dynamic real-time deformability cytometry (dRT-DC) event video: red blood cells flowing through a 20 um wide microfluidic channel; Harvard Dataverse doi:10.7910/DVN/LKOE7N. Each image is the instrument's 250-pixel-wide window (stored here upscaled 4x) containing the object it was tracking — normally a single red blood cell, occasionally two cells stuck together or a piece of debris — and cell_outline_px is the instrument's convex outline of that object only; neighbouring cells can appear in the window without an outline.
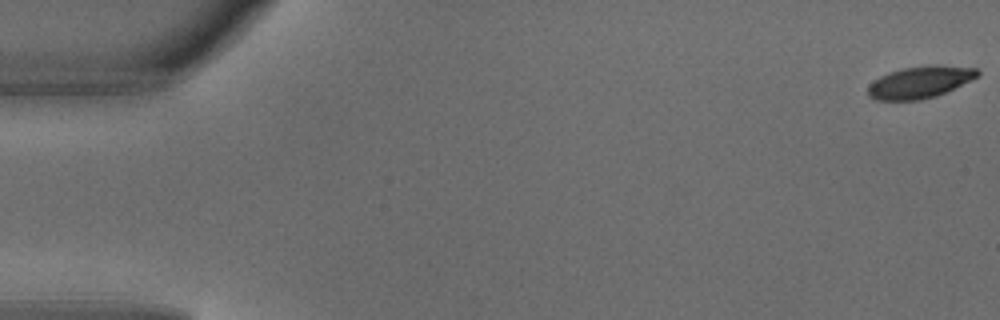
{"species": "common noctule bat (a hibernating species)", "species_latin": "Nyctalus noctula", "temperature_condition": "warm", "stored_images_in_passage": 7, "camera_frame_rate_fps": 3000, "um_per_image_px": 0.085, "animal": {"sex": "male", "body_mass_g": 18.8}, "frame": {"image": 1, "passage_image": 1, "time_ms": 0.0, "image_size_px": [1000, 320], "cell_outline_px": [[980, 76], [972, 80], [936, 96], [920, 100], [876, 100], [868, 96], [868, 84], [880, 76], [888, 72], [904, 68], [928, 64], [940, 64], [976, 68], [980, 72]], "centroid_in_image_um": [78.21, 6.97], "position_along_channel_um": 6.8, "area_um2": 20.69}}
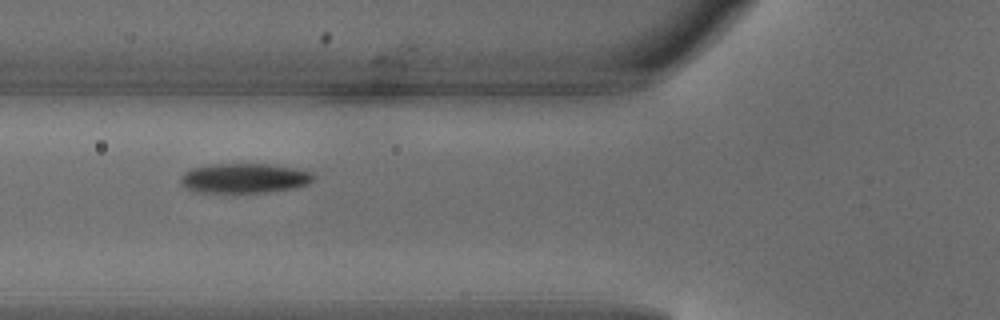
{"frame": {"image": 2, "passage_image": 6, "time_ms": 1.667, "image_size_px": [1000, 320], "cell_outline_px": [[316, 176], [308, 184], [292, 188], [264, 192], [192, 192], [180, 184], [180, 176], [184, 172], [192, 168], [212, 164], [268, 164], [296, 168], [312, 172]], "centroid_in_image_um": [20.74, 15.14], "position_along_channel_um": 105.1, "area_um2": 23.06}}
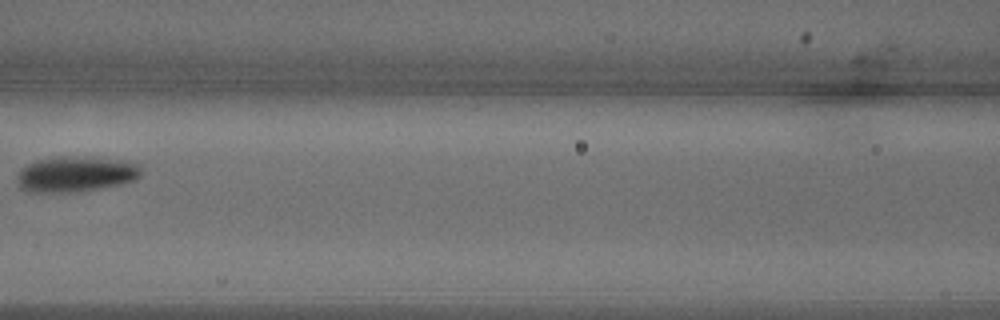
{"frame": {"image": 3, "passage_image": 7, "time_ms": 2.0, "image_size_px": [1000, 320], "cell_outline_px": [[140, 176], [136, 180], [120, 184], [100, 188], [68, 192], [36, 192], [20, 188], [16, 180], [20, 168], [36, 160], [60, 156], [116, 160], [140, 164]], "centroid_in_image_um": [6.4, 14.81], "position_along_channel_um": 160.2, "area_um2": 25.26}}